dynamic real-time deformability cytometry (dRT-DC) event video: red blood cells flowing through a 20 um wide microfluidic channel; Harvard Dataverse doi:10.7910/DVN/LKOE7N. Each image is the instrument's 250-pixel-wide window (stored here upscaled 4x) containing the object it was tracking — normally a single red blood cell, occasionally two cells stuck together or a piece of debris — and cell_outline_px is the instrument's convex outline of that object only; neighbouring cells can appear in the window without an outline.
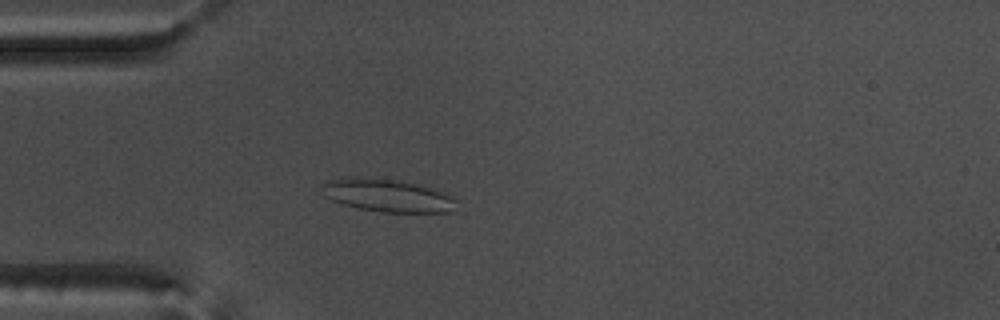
{"species": "common noctule bat (a hibernating species)", "species_latin": "Nyctalus noctula", "temperature_condition": "warm", "stored_images_in_passage": 54, "camera_frame_rate_fps": 3000, "um_per_image_px": 0.085, "animal": {"sex": "male", "body_mass_g": 17.5, "forearm_length_mm": 52.3}, "frame": {"image": 1, "passage_image": 15, "time_ms": 4.667, "image_size_px": [1000, 320], "cell_outline_px": [[456, 200], [452, 212], [384, 212], [360, 208], [344, 204], [332, 200], [324, 196], [320, 184], [328, 180], [396, 180], [416, 184], [432, 188], [444, 192], [452, 196]], "centroid_in_image_um": [33.0, 16.66], "position_along_channel_um": 52.0, "area_um2": 24.62}}
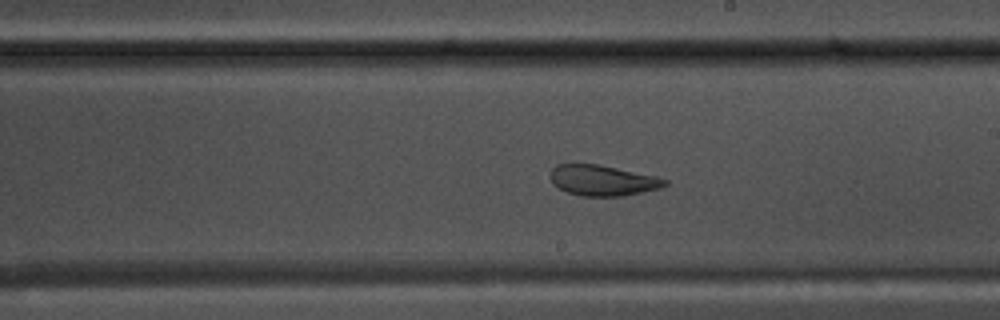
{"frame": {"image": 2, "passage_image": 31, "time_ms": 10.0, "image_size_px": [1000, 320], "cell_outline_px": [[668, 184], [660, 188], [624, 196], [580, 196], [568, 192], [552, 184], [552, 168], [556, 164], [600, 164], [656, 176], [668, 180]], "centroid_in_image_um": [51.25, 15.33], "position_along_channel_um": 237.7, "area_um2": 20.4}}
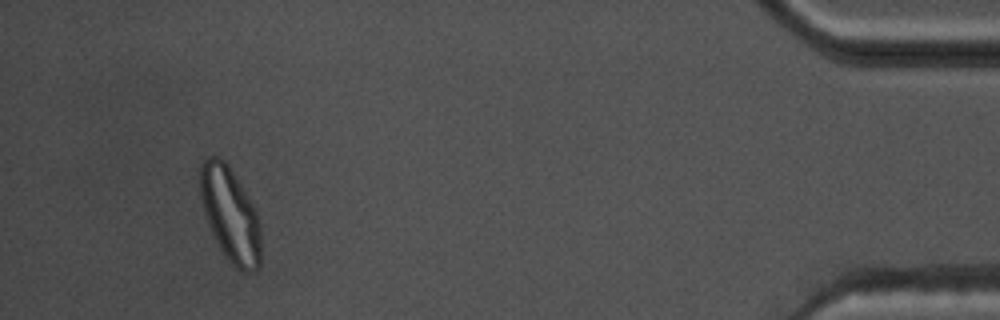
{"frame": {"image": 3, "passage_image": 51, "time_ms": 16.667, "image_size_px": [1000, 320], "cell_outline_px": [[260, 268], [256, 272], [240, 272], [232, 264], [220, 248], [208, 224], [204, 212], [200, 196], [200, 164], [204, 160], [212, 156], [216, 156], [224, 160], [248, 196], [256, 212], [260, 224]], "centroid_in_image_um": [19.58, 18.27], "position_along_channel_um": 415.6, "area_um2": 33.18}, "authors_computed_cell_mechanics": {"area_um2": 26.9059, "velocity_mm_per_s": 3.6807, "shape_relaxation_time_tau1_ms": null, "shape_relaxation_time_tau2_ms": 1.2646, "deformation_change_tau1": null, "deformation_change_tau2": 0.0643}}